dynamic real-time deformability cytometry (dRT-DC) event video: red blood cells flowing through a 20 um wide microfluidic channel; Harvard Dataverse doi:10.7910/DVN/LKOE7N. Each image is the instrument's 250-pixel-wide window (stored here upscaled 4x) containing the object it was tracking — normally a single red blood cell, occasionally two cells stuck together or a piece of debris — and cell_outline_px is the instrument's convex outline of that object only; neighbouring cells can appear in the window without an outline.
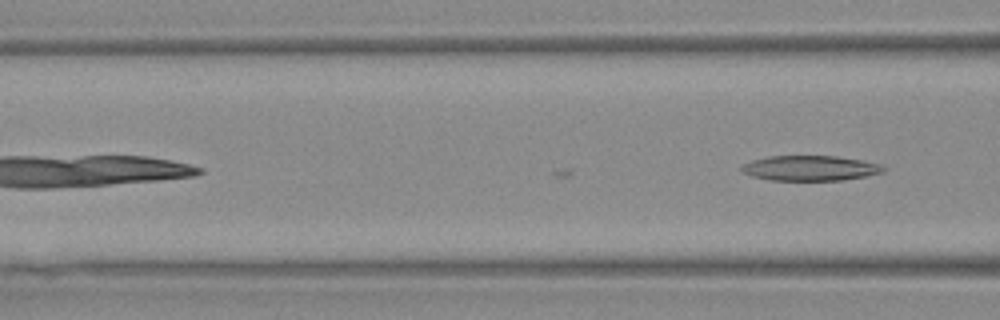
{"species": "Egyptian fruit bat (a non-hibernating species)", "species_latin": "Rousettus aegyptiacus", "temperature_condition": "warm", "stored_images_in_passage": 3, "camera_frame_rate_fps": 3000, "um_per_image_px": 0.085, "animal": {"sex": "female"}, "frame": {"image": 1, "passage_image": 3, "time_ms": 0.667, "image_size_px": [1000, 320], "cell_outline_px": [[888, 168], [884, 172], [844, 180], [768, 180], [752, 176], [744, 172], [740, 168], [744, 164], [752, 160], [768, 156], [836, 156], [860, 160], [880, 164]], "centroid_in_image_um": [68.88, 14.29], "position_along_channel_um": 97.7, "area_um2": 20.69}}